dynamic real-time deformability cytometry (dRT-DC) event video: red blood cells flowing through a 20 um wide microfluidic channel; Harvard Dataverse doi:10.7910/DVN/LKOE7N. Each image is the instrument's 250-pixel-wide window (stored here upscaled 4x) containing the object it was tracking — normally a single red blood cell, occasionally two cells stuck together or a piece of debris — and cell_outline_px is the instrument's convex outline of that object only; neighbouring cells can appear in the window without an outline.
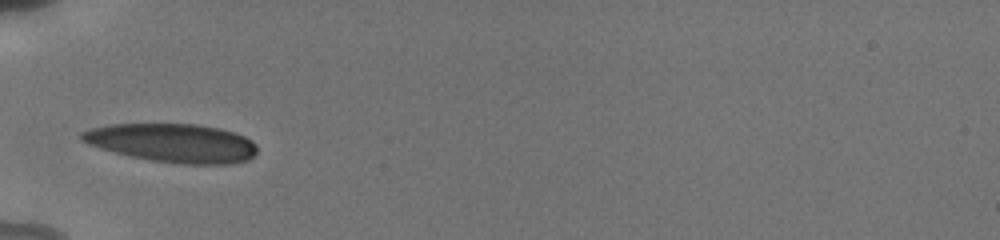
{"species": "human", "species_latin": "Homo sapiens", "temperature_condition": "cold", "stored_images_in_passage": 1, "camera_frame_rate_fps": 3000, "um_per_image_px": 0.085, "donor": {"sex": "male"}, "frame": {"image": 1, "passage_image": 1, "time_ms": 0.0, "image_size_px": [1000, 240], "cell_outline_px": [[256, 152], [248, 160], [232, 164], [176, 164], [148, 160], [100, 148], [88, 144], [80, 140], [80, 132], [92, 128], [112, 124], [196, 124], [220, 128], [244, 136], [252, 140], [256, 144]], "centroid_in_image_um": [14.68, 12.16], "position_along_channel_um": 70.3, "area_um2": 39.59}}